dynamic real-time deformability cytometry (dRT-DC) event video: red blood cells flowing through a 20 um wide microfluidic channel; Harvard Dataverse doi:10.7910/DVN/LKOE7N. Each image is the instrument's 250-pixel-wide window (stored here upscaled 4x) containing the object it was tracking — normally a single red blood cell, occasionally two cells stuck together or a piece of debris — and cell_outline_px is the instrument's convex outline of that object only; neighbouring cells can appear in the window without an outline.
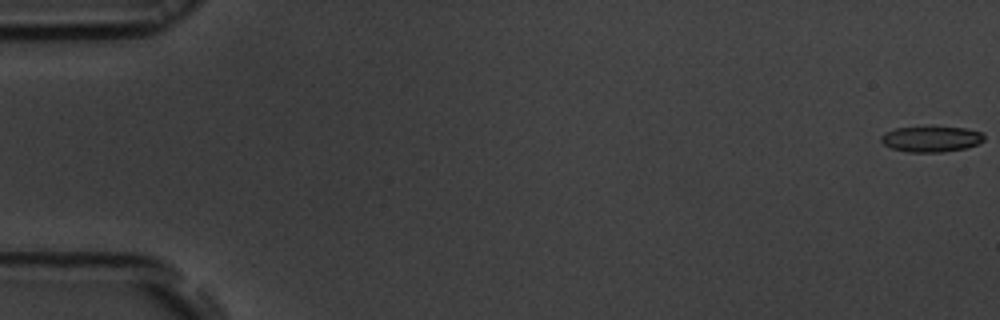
{"species": "common noctule bat (a hibernating species)", "species_latin": "Nyctalus noctula", "temperature_condition": "room temperature", "stored_images_in_passage": 56, "camera_frame_rate_fps": 3000, "um_per_image_px": 0.085, "animal": {"sex": "male", "body_mass_g": 19.5, "forearm_length_mm": 54.6}, "frame": {"image": 1, "passage_image": 1, "time_ms": 0.0, "image_size_px": [1000, 320], "cell_outline_px": [[984, 140], [976, 144], [964, 148], [944, 152], [908, 152], [892, 148], [884, 144], [880, 140], [880, 136], [884, 132], [896, 128], [932, 124], [964, 128], [980, 132], [984, 136]], "centroid_in_image_um": [79.11, 11.77], "position_along_channel_um": 5.9, "area_um2": 16.01}}
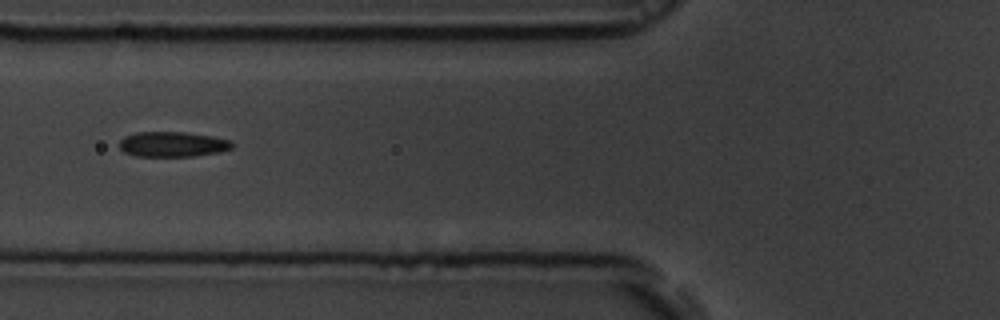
{"frame": {"image": 2, "passage_image": 22, "time_ms": 7.0, "image_size_px": [1000, 320], "cell_outline_px": [[232, 148], [220, 152], [192, 156], [136, 156], [124, 152], [120, 148], [120, 140], [124, 136], [136, 132], [184, 132], [212, 136], [232, 140]], "centroid_in_image_um": [14.67, 12.26], "position_along_channel_um": 111.1, "area_um2": 16.53}}
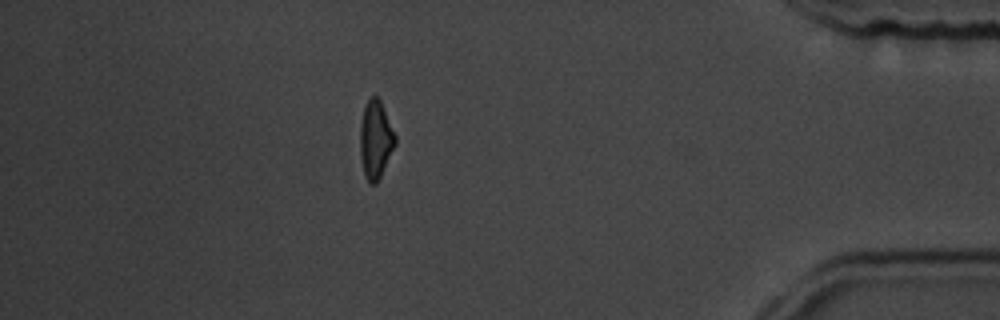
{"frame": {"image": 3, "passage_image": 49, "time_ms": 16.0, "image_size_px": [1000, 320], "cell_outline_px": [[396, 144], [376, 184], [368, 184], [364, 176], [360, 156], [360, 124], [364, 104], [372, 96], [376, 96], [380, 100], [396, 136]], "centroid_in_image_um": [31.9, 11.88], "position_along_channel_um": 403.3, "area_um2": 16.01}, "authors_computed_cell_mechanics": {"area_um2": 16.1551, "velocity_mm_per_s": 3.7379, "shape_relaxation_time_tau1_ms": 6.7825, "shape_relaxation_time_tau2_ms": 3.479, "deformation_change_tau1": 0.1517, "deformation_change_tau2": 0.12}}